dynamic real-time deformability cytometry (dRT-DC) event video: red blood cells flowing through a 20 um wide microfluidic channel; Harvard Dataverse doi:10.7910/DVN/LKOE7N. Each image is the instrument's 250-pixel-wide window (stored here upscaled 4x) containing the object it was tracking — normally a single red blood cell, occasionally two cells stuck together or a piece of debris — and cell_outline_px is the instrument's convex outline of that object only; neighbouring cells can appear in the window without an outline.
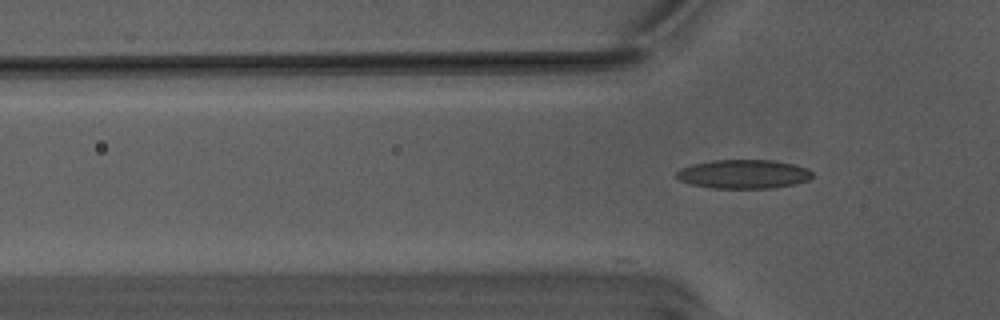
{"species": "Egyptian fruit bat (a non-hibernating species)", "species_latin": "Rousettus aegyptiacus", "temperature_condition": "warm", "stored_images_in_passage": 16, "camera_frame_rate_fps": 3000, "um_per_image_px": 0.085, "animal": {"sex": "male"}, "frame": {"image": 1, "passage_image": 16, "time_ms": 5.0, "image_size_px": [1000, 320], "cell_outline_px": [[816, 176], [808, 180], [796, 184], [772, 188], [712, 188], [688, 184], [680, 180], [676, 176], [676, 172], [680, 168], [692, 164], [712, 160], [772, 160], [792, 164], [808, 168]], "centroid_in_image_um": [63.21, 14.8], "position_along_channel_um": 62.6, "area_um2": 23.12}}